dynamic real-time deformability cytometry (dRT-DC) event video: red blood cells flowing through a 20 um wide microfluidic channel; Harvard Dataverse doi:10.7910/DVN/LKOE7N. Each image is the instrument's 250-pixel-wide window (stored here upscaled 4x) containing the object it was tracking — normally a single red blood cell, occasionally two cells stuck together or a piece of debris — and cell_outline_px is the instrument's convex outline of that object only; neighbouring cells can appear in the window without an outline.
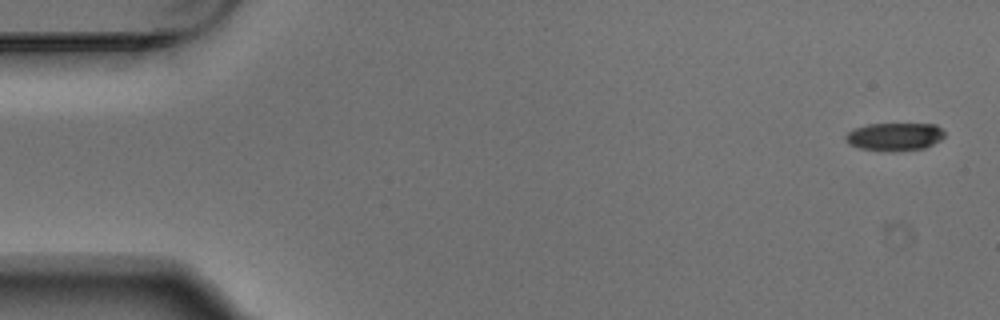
{"species": "Egyptian fruit bat (a non-hibernating species)", "species_latin": "Rousettus aegyptiacus", "temperature_condition": "warm", "stored_images_in_passage": 6, "segment_of_instrument_passage": [1, 2], "camera_frame_rate_fps": 3000, "um_per_image_px": 0.085, "animal": {"sex": "male"}, "frame": {"image": 1, "passage_image": 1, "time_ms": 0.0, "image_size_px": [1000, 320], "cell_outline_px": [[944, 136], [940, 140], [924, 148], [892, 152], [884, 152], [860, 148], [848, 144], [844, 140], [844, 136], [852, 128], [868, 124], [936, 124], [944, 132]], "centroid_in_image_um": [75.98, 11.62], "position_along_channel_um": 9.0, "area_um2": 16.36}}